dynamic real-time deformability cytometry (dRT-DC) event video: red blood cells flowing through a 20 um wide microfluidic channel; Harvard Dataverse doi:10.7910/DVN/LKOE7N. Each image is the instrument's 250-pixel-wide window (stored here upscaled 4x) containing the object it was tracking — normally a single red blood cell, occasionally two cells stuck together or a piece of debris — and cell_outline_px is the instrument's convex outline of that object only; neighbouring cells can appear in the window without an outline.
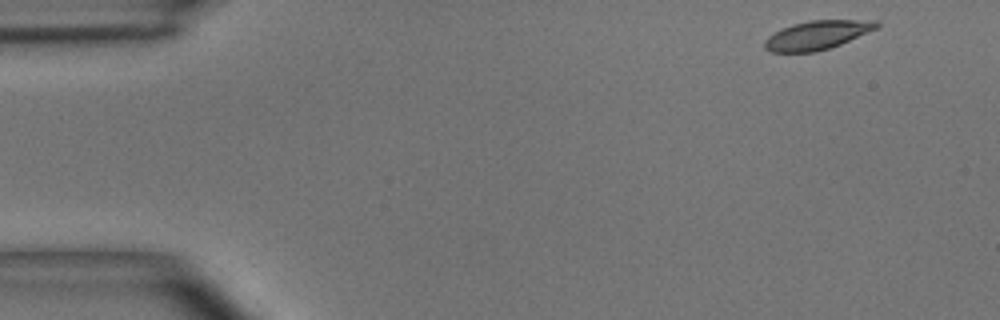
{"species": "common noctule bat (a hibernating species)", "species_latin": "Nyctalus noctula", "temperature_condition": "room temperature", "stored_images_in_passage": 48, "camera_frame_rate_fps": 3000, "um_per_image_px": 0.085, "animal": {"sex": "male", "body_mass_g": 15.6}, "frame": {"image": 1, "passage_image": 1, "time_ms": 0.0, "image_size_px": [1000, 320], "cell_outline_px": [[880, 28], [840, 44], [816, 52], [772, 52], [764, 48], [764, 40], [768, 36], [792, 24], [808, 20], [876, 20], [880, 24]], "centroid_in_image_um": [69.5, 2.97], "position_along_channel_um": 15.5, "area_um2": 18.84}}
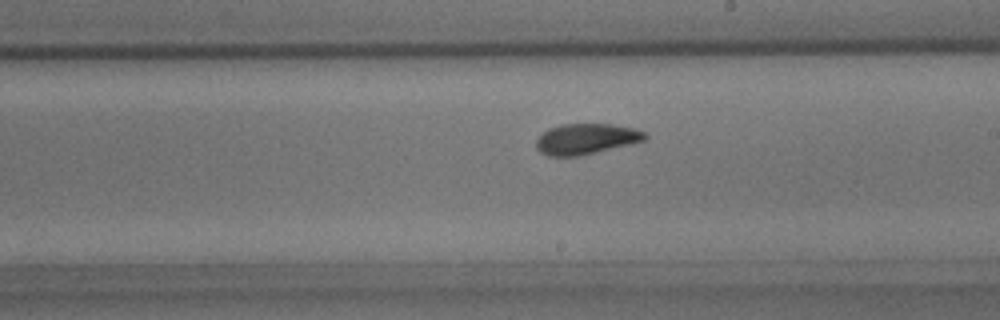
{"frame": {"image": 2, "passage_image": 26, "time_ms": 8.333, "image_size_px": [1000, 320], "cell_outline_px": [[648, 136], [644, 140], [632, 144], [580, 156], [548, 156], [540, 152], [536, 148], [536, 140], [548, 128], [560, 124], [612, 124], [636, 128], [644, 132]], "centroid_in_image_um": [49.83, 11.81], "position_along_channel_um": 239.2, "area_um2": 19.59}}
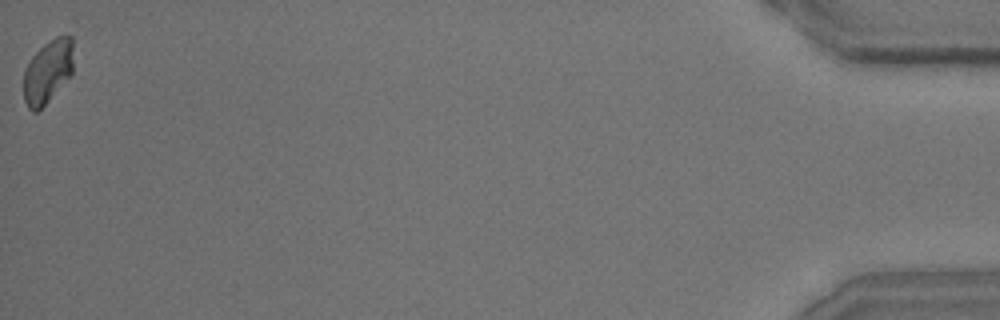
{"frame": {"image": 3, "passage_image": 48, "time_ms": 15.667, "image_size_px": [1000, 320], "cell_outline_px": [[72, 72], [44, 104], [36, 112], [32, 112], [28, 108], [24, 100], [24, 68], [32, 56], [44, 44], [56, 36], [72, 36]], "centroid_in_image_um": [4.02, 6.06], "position_along_channel_um": 431.2, "area_um2": 17.92}, "authors_computed_cell_mechanics": {"area_um2": 19.1896, "velocity_mm_per_s": 3.8985, "shape_relaxation_time_tau1_ms": 2.2793, "shape_relaxation_time_tau2_ms": 2.2986, "deformation_change_tau1": 0.1118, "deformation_change_tau2": 0.0672}}